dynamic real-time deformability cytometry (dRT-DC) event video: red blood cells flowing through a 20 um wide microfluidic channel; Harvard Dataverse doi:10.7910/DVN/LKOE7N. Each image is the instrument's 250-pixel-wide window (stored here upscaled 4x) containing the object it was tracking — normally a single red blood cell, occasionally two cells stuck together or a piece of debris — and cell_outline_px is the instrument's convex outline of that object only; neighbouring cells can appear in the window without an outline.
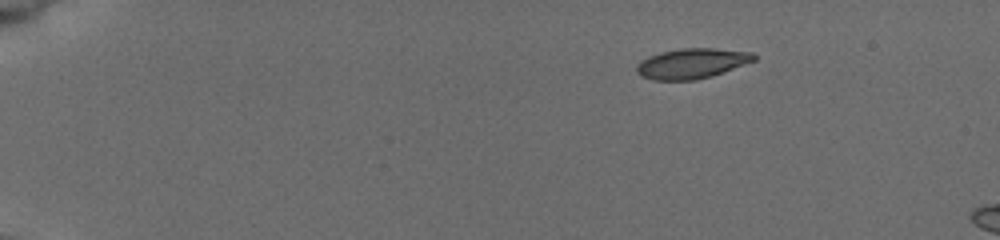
{"species": "common noctule bat (a hibernating species)", "species_latin": "Nyctalus noctula", "temperature_condition": "cold", "stored_images_in_passage": 4, "camera_frame_rate_fps": 3000, "um_per_image_px": 0.085, "animal": {"sex": "female", "body_mass_g": 19.5, "forearm_length_mm": 54.1}, "frame": {"image": 1, "passage_image": 1, "time_ms": 0.0, "image_size_px": [1000, 240], "cell_outline_px": [[756, 60], [712, 76], [696, 80], [652, 80], [640, 76], [636, 72], [636, 64], [640, 60], [648, 56], [660, 52], [680, 48], [716, 48], [752, 52], [756, 56]], "centroid_in_image_um": [58.77, 5.39], "position_along_channel_um": 26.2, "area_um2": 20.87}}